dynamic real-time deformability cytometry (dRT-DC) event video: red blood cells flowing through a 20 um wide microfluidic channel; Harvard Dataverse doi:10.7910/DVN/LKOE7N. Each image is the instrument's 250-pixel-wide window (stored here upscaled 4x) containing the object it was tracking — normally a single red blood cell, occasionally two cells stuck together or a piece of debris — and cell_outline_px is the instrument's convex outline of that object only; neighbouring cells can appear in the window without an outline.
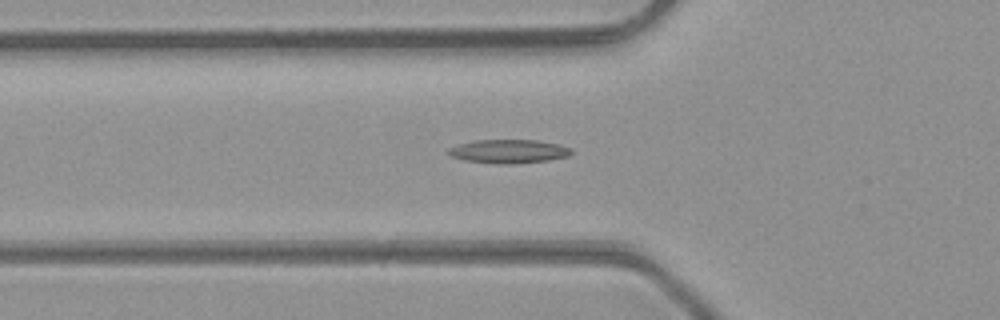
{"species": "common noctule bat (a hibernating species)", "species_latin": "Nyctalus noctula", "temperature_condition": "room temperature", "stored_images_in_passage": 39, "segment_of_instrument_passage": [1, 2], "camera_frame_rate_fps": 3000, "um_per_image_px": 0.085, "animal": {"sex": "male", "body_mass_g": 23.1, "forearm_length_mm": 52.7}, "frame": {"image": 1, "passage_image": 7, "time_ms": 2.0, "image_size_px": [1000, 320], "cell_outline_px": [[572, 152], [568, 156], [548, 160], [512, 164], [496, 164], [464, 160], [452, 156], [448, 152], [448, 148], [460, 144], [476, 140], [536, 140], [560, 144], [572, 148]], "centroid_in_image_um": [43.27, 12.86], "position_along_channel_um": 82.5, "area_um2": 16.94}}
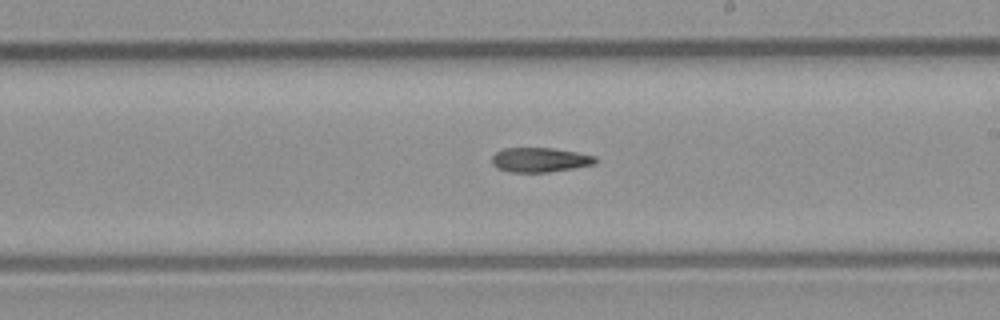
{"frame": {"image": 2, "passage_image": 18, "time_ms": 5.667, "image_size_px": [1000, 320], "cell_outline_px": [[596, 164], [548, 172], [508, 172], [496, 168], [492, 164], [492, 156], [496, 152], [504, 148], [552, 148], [576, 152], [596, 156]], "centroid_in_image_um": [45.86, 13.59], "position_along_channel_um": 243.1, "area_um2": 14.8}}
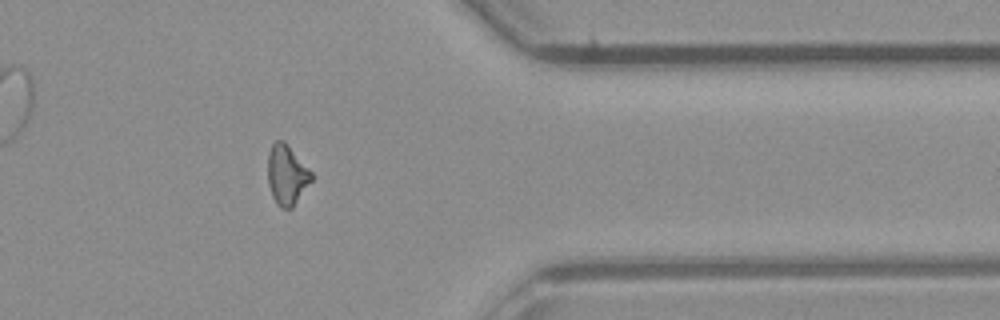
{"frame": {"image": 3, "passage_image": 29, "time_ms": 9.333, "image_size_px": [1000, 320], "cell_outline_px": [[312, 180], [292, 208], [280, 208], [276, 204], [272, 196], [268, 184], [268, 152], [272, 144], [276, 140], [284, 140], [312, 172]], "centroid_in_image_um": [24.36, 14.86], "position_along_channel_um": 387.0, "area_um2": 15.26}}